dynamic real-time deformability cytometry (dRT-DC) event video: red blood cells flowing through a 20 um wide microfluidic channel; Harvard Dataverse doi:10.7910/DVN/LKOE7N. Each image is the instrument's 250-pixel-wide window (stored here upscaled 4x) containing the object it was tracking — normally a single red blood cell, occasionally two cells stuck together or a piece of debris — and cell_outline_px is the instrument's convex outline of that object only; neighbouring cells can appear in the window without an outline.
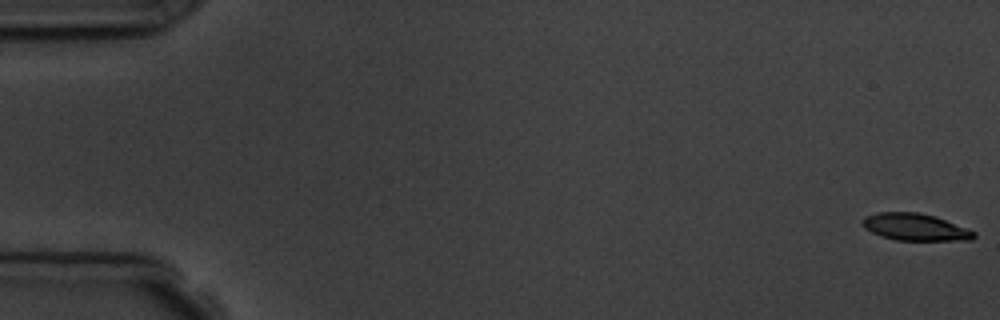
{"species": "common noctule bat (a hibernating species)", "species_latin": "Nyctalus noctula", "temperature_condition": "room temperature", "stored_images_in_passage": 5, "camera_frame_rate_fps": 3000, "um_per_image_px": 0.085, "animal": {"sex": "male", "body_mass_g": 19.5, "forearm_length_mm": 54.6}, "frame": {"image": 1, "passage_image": 1, "time_ms": 0.0, "image_size_px": [1000, 320], "cell_outline_px": [[976, 236], [972, 240], [896, 240], [880, 236], [864, 228], [860, 224], [864, 216], [876, 212], [916, 212], [936, 216], [976, 232]], "centroid_in_image_um": [77.75, 19.29], "position_along_channel_um": 7.2, "area_um2": 17.69}}
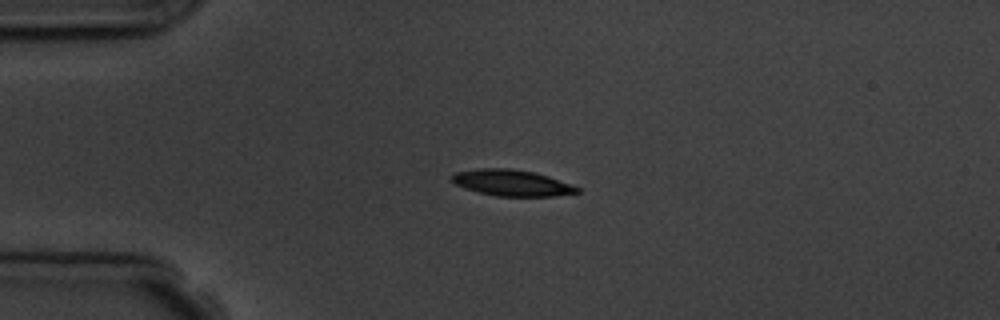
{"frame": {"image": 2, "passage_image": 5, "time_ms": 4.333, "image_size_px": [1000, 320], "cell_outline_px": [[580, 192], [556, 196], [496, 196], [464, 188], [456, 184], [452, 180], [452, 176], [456, 172], [480, 168], [508, 168], [532, 172], [548, 176], [572, 184], [580, 188]], "centroid_in_image_um": [43.54, 15.54], "position_along_channel_um": 41.5, "area_um2": 18.96}}